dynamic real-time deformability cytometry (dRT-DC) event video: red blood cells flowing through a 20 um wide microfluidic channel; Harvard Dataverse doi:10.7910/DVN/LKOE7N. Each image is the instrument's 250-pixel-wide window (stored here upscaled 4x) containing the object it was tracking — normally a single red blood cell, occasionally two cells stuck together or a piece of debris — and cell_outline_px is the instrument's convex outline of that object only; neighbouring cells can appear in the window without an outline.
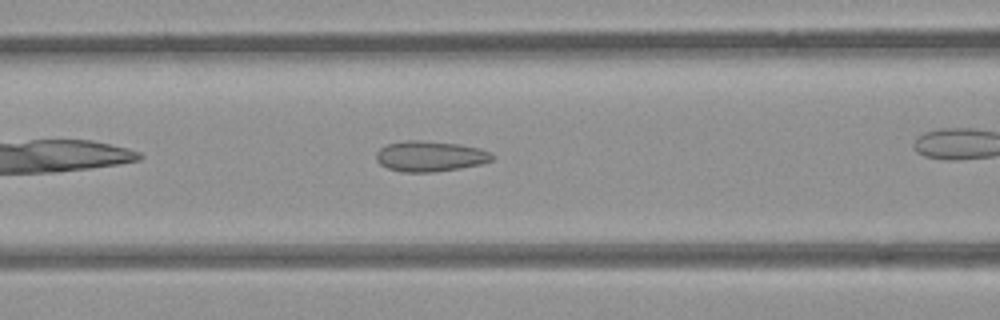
{"species": "common noctule bat (a hibernating species)", "species_latin": "Nyctalus noctula", "temperature_condition": "room temperature", "stored_images_in_passage": 27, "camera_frame_rate_fps": 3000, "um_per_image_px": 0.085, "animal": {"sex": "female", "body_mass_g": 21.9}, "frame": {"image": 1, "passage_image": 8, "time_ms": 2.333, "image_size_px": [1000, 320], "cell_outline_px": [[496, 156], [492, 160], [480, 164], [460, 168], [432, 172], [400, 172], [388, 168], [380, 164], [376, 160], [376, 152], [380, 148], [388, 144], [404, 140], [420, 140], [460, 144], [480, 148]], "centroid_in_image_um": [36.54, 13.28], "position_along_channel_um": 130.1, "area_um2": 20.69}}
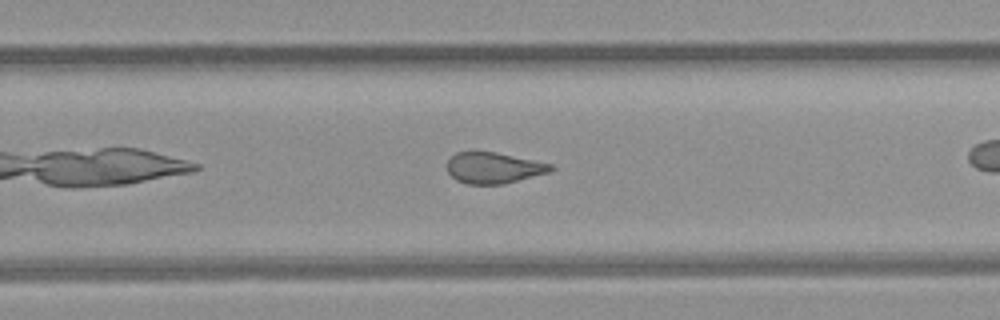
{"frame": {"image": 2, "passage_image": 20, "time_ms": 6.333, "image_size_px": [1000, 320], "cell_outline_px": [[556, 168], [548, 172], [504, 184], [468, 184], [456, 180], [448, 172], [448, 160], [456, 152], [476, 148], [496, 152], [552, 164]], "centroid_in_image_um": [41.91, 14.23], "position_along_channel_um": 287.9, "area_um2": 19.13}}